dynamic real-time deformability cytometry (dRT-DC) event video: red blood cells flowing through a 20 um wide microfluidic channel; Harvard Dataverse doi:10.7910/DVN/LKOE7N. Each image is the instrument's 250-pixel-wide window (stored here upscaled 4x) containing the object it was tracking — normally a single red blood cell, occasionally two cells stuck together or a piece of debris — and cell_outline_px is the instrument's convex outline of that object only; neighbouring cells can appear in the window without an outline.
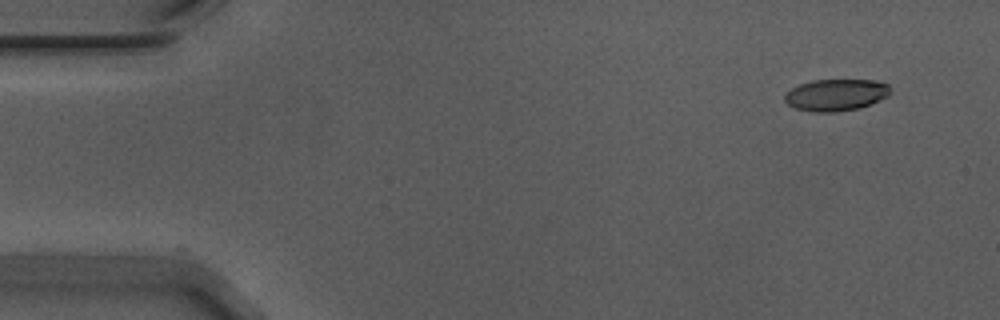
{"species": "Egyptian fruit bat (a non-hibernating species)", "species_latin": "Rousettus aegyptiacus", "temperature_condition": "warm", "stored_images_in_passage": 52, "camera_frame_rate_fps": 3000, "um_per_image_px": 0.085, "animal": {"sex": "male"}, "frame": {"image": 1, "passage_image": 1, "time_ms": 0.0, "image_size_px": [1000, 320], "cell_outline_px": [[892, 92], [888, 96], [860, 108], [836, 112], [816, 112], [796, 108], [788, 104], [784, 100], [784, 96], [792, 88], [800, 84], [812, 80], [872, 80], [888, 84]], "centroid_in_image_um": [71.07, 8.07], "position_along_channel_um": 13.9, "area_um2": 19.48}}
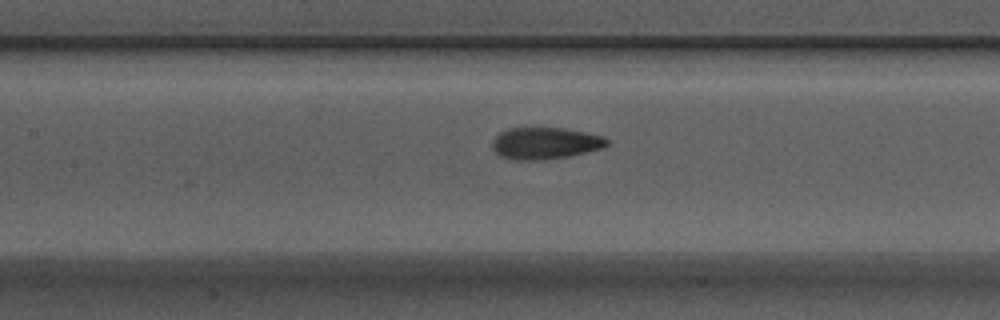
{"frame": {"image": 2, "passage_image": 22, "time_ms": 7.0, "image_size_px": [1000, 320], "cell_outline_px": [[608, 144], [600, 148], [568, 156], [536, 160], [516, 160], [500, 156], [492, 148], [492, 140], [500, 132], [508, 128], [564, 128], [604, 136], [608, 140]], "centroid_in_image_um": [46.3, 12.16], "position_along_channel_um": 161.1, "area_um2": 20.98}}
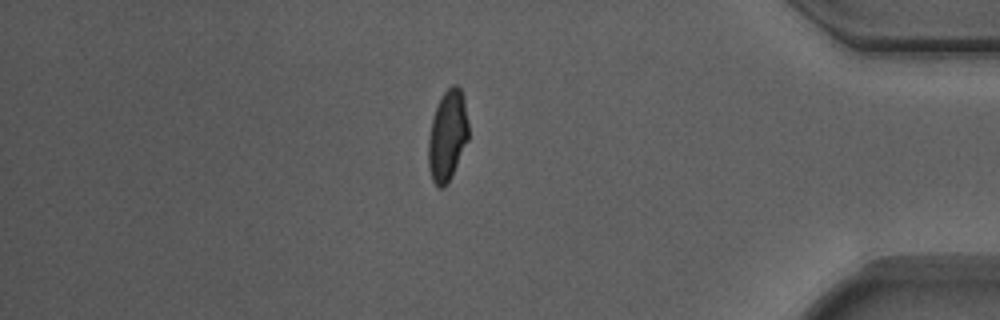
{"frame": {"image": 3, "passage_image": 44, "time_ms": 14.333, "image_size_px": [1000, 320], "cell_outline_px": [[468, 140], [452, 176], [448, 184], [444, 188], [440, 188], [432, 180], [428, 168], [428, 140], [432, 120], [436, 108], [444, 92], [452, 84], [456, 84], [460, 88], [464, 100], [468, 124]], "centroid_in_image_um": [38.03, 11.57], "position_along_channel_um": 397.2, "area_um2": 21.15}}